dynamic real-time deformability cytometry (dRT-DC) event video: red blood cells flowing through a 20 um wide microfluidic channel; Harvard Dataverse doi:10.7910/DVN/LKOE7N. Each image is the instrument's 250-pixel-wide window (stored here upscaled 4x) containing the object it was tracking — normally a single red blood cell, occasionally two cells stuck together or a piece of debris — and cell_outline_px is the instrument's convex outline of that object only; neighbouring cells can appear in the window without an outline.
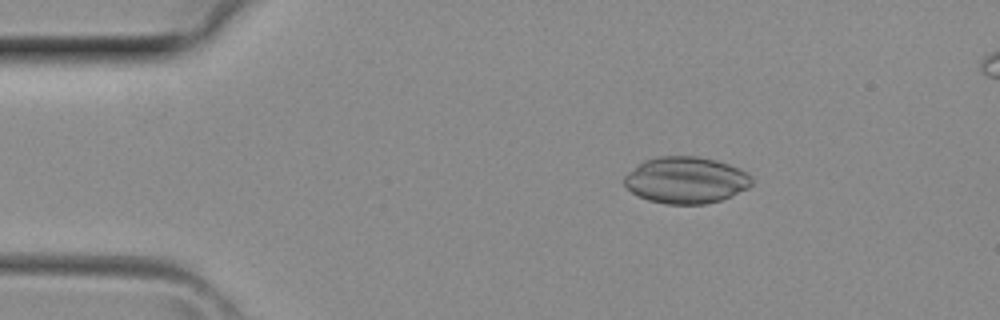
{"species": "common noctule bat (a hibernating species)", "species_latin": "Nyctalus noctula", "temperature_condition": "room temperature", "stored_images_in_passage": 34, "camera_frame_rate_fps": 3000, "um_per_image_px": 0.085, "animal": {"sex": "female", "body_mass_g": 29.2, "forearm_length_mm": 56.3}, "frame": {"image": 1, "passage_image": 1, "time_ms": 0.0, "image_size_px": [1000, 320], "cell_outline_px": [[752, 184], [748, 188], [720, 200], [704, 204], [664, 204], [648, 200], [632, 192], [624, 184], [624, 176], [628, 172], [644, 160], [660, 156], [700, 156], [716, 160], [740, 168], [752, 176]], "centroid_in_image_um": [58.31, 15.3], "position_along_channel_um": 26.7, "area_um2": 34.62}}
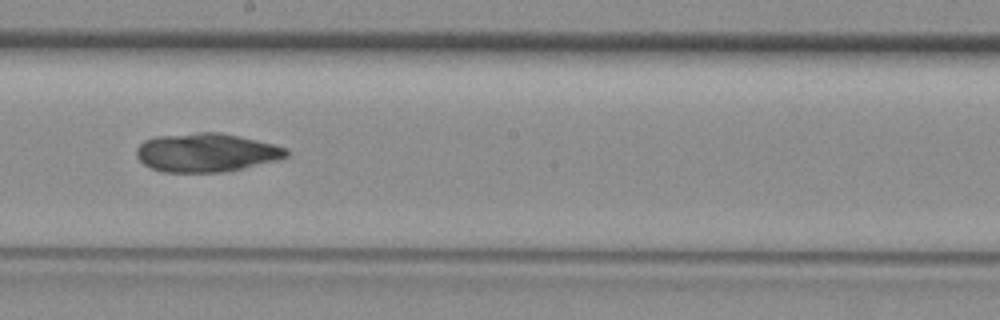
{"frame": {"image": 2, "passage_image": 16, "time_ms": 5.0, "image_size_px": [1000, 320], "cell_outline_px": [[288, 156], [276, 160], [244, 168], [224, 172], [164, 172], [152, 168], [144, 164], [136, 156], [136, 148], [144, 140], [156, 136], [200, 132], [216, 132], [236, 136], [272, 144], [288, 148]], "centroid_in_image_um": [17.5, 12.97], "position_along_channel_um": 230.7, "area_um2": 33.52}}
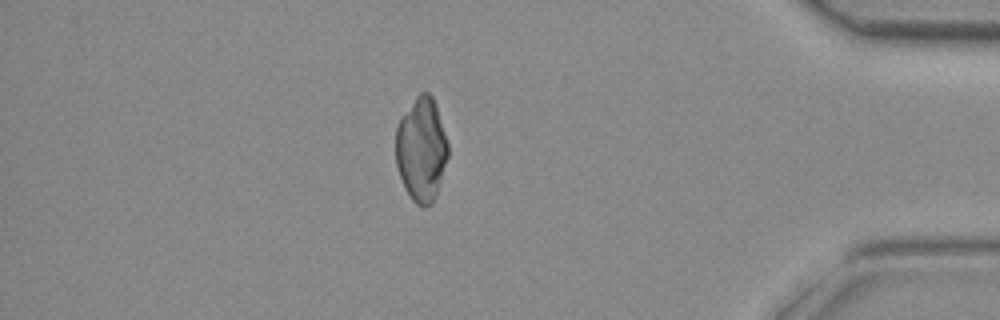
{"frame": {"image": 3, "passage_image": 28, "time_ms": 9.0, "image_size_px": [1000, 320], "cell_outline_px": [[448, 156], [436, 196], [432, 204], [424, 208], [416, 204], [412, 200], [404, 188], [396, 164], [396, 128], [400, 120], [416, 96], [420, 92], [428, 92], [432, 96], [436, 104], [448, 144]], "centroid_in_image_um": [35.82, 12.74], "position_along_channel_um": 399.4, "area_um2": 31.62}}